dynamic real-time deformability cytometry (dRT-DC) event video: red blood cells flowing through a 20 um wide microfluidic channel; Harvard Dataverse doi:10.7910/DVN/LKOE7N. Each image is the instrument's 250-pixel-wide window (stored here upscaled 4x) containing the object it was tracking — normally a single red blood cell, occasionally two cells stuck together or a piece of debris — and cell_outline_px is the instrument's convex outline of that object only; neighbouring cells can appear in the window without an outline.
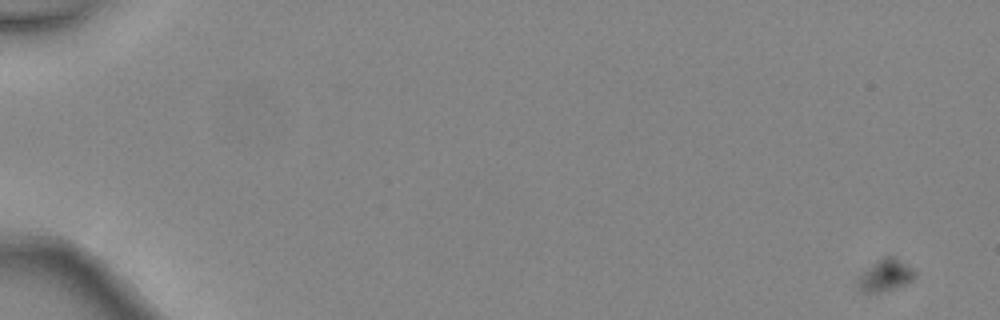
{"species": "common noctule bat (a hibernating species)", "species_latin": "Nyctalus noctula", "temperature_condition": "warm", "stored_images_in_passage": 5, "camera_frame_rate_fps": 3000, "um_per_image_px": 0.085, "animal": {"sex": "female", "body_mass_g": 24.6, "forearm_length_mm": 56.2}, "frame": {"image": 1, "passage_image": 1, "time_ms": 0.0, "image_size_px": [1000, 320], "cell_outline_px": [[916, 276], [912, 280], [904, 284], [880, 292], [864, 292], [856, 284], [856, 280], [872, 264], [884, 256], [892, 256], [912, 268], [916, 272]], "centroid_in_image_um": [75.26, 23.4], "position_along_channel_um": 9.7, "area_um2": 10.23}}
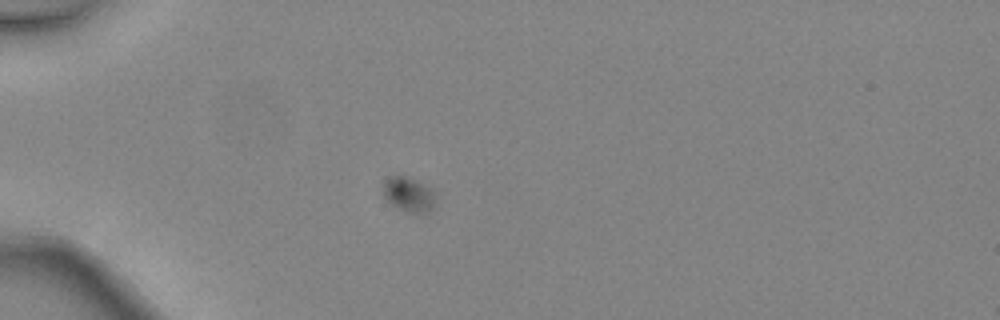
{"frame": {"image": 2, "passage_image": 5, "time_ms": 1.333, "image_size_px": [1000, 320], "cell_outline_px": [[436, 192], [432, 208], [428, 212], [408, 212], [392, 204], [384, 196], [384, 184], [392, 176], [408, 176], [432, 188]], "centroid_in_image_um": [34.79, 16.51], "position_along_channel_um": 50.2, "area_um2": 10.29}}